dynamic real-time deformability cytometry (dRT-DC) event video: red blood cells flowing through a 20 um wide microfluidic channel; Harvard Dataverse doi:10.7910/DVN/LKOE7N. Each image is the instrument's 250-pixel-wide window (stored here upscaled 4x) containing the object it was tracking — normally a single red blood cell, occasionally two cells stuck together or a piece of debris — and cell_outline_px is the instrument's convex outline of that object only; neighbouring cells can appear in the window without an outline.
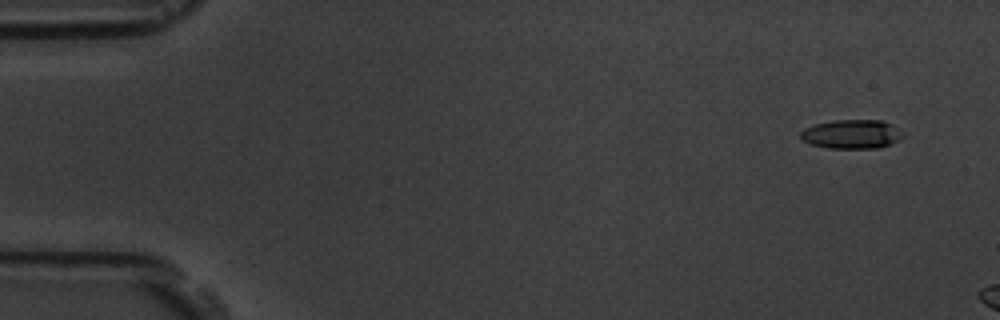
{"species": "common noctule bat (a hibernating species)", "species_latin": "Nyctalus noctula", "temperature_condition": "room temperature", "stored_images_in_passage": 5, "camera_frame_rate_fps": 3000, "um_per_image_px": 0.085, "animal": {"sex": "male", "body_mass_g": 19.5, "forearm_length_mm": 54.6}, "frame": {"image": 1, "passage_image": 5, "time_ms": 5.667, "image_size_px": [1000, 320], "cell_outline_px": [[904, 136], [900, 140], [892, 144], [880, 148], [828, 148], [812, 144], [804, 140], [800, 136], [800, 132], [804, 128], [816, 124], [836, 120], [884, 120], [892, 124]], "centroid_in_image_um": [72.43, 11.4], "position_along_channel_um": 12.6, "area_um2": 17.28}}